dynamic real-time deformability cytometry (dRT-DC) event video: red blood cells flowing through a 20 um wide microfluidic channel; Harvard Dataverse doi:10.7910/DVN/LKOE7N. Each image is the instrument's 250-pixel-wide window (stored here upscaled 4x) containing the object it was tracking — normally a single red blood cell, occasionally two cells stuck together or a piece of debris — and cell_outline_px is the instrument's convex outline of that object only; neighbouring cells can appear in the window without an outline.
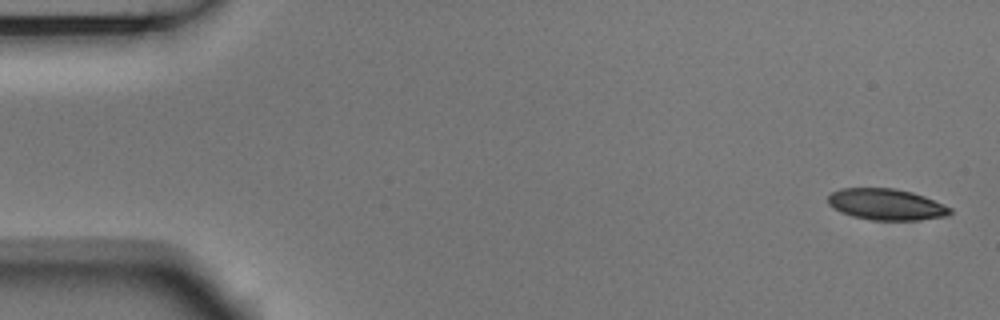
{"species": "Egyptian fruit bat (a non-hibernating species)", "species_latin": "Rousettus aegyptiacus", "temperature_condition": "room temperature", "stored_images_in_passage": 4, "camera_frame_rate_fps": 3000, "um_per_image_px": 0.085, "animal": {"sex": "male"}, "frame": {"image": 1, "passage_image": 1, "time_ms": 0.0, "image_size_px": [1000, 320], "cell_outline_px": [[952, 212], [948, 216], [920, 220], [872, 220], [852, 216], [840, 212], [828, 204], [828, 196], [832, 192], [840, 188], [896, 188], [912, 192], [924, 196], [952, 208]], "centroid_in_image_um": [75.34, 17.37], "position_along_channel_um": 9.7, "area_um2": 22.37}}
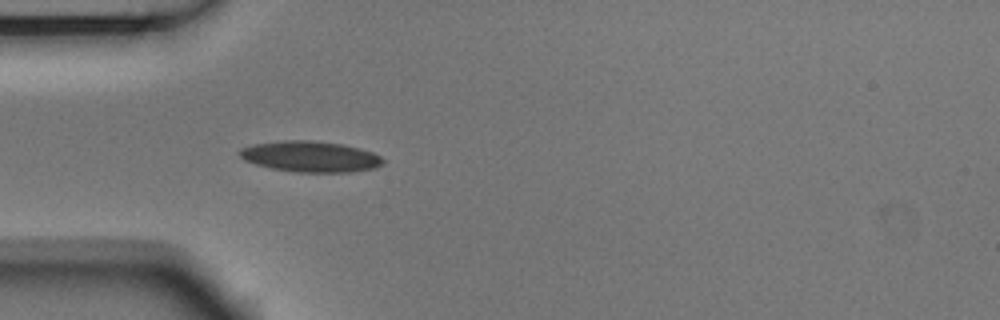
{"frame": {"image": 2, "passage_image": 4, "time_ms": 1.0, "image_size_px": [1000, 320], "cell_outline_px": [[384, 164], [376, 168], [352, 172], [296, 172], [272, 168], [256, 164], [244, 160], [236, 152], [240, 148], [252, 144], [284, 140], [312, 140], [344, 144], [360, 148], [372, 152], [380, 156], [384, 160]], "centroid_in_image_um": [26.39, 13.3], "position_along_channel_um": 58.6, "area_um2": 26.07}}